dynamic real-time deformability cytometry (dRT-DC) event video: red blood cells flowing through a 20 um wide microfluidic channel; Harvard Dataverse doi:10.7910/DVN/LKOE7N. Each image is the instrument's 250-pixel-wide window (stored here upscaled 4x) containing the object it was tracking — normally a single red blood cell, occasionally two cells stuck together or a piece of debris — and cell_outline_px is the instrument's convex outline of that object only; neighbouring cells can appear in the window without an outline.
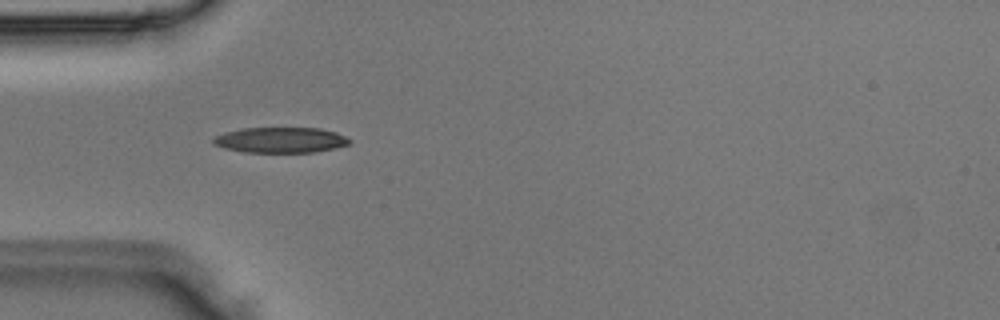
{"species": "Egyptian fruit bat (a non-hibernating species)", "species_latin": "Rousettus aegyptiacus", "temperature_condition": "room temperature", "stored_images_in_passage": 6, "camera_frame_rate_fps": 3000, "um_per_image_px": 0.085, "animal": {"sex": "male"}, "frame": {"image": 1, "passage_image": 2, "time_ms": 0.333, "image_size_px": [1000, 320], "cell_outline_px": [[352, 140], [348, 144], [336, 148], [312, 152], [244, 152], [224, 148], [212, 144], [212, 140], [216, 136], [224, 132], [244, 128], [320, 128], [336, 132]], "centroid_in_image_um": [23.83, 11.9], "position_along_channel_um": 61.2, "area_um2": 20.23}}
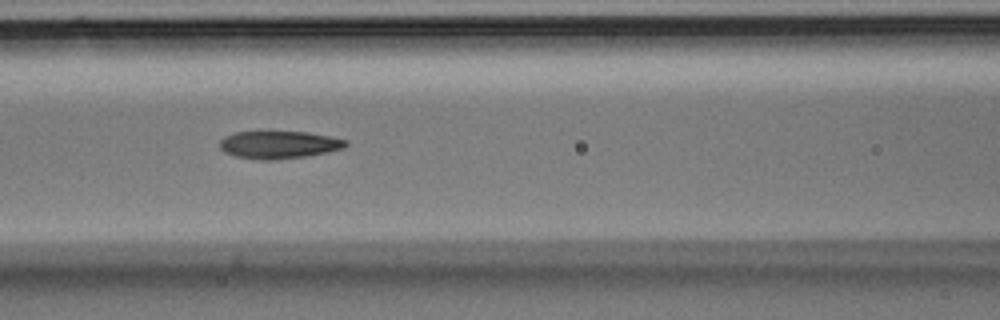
{"frame": {"image": 2, "passage_image": 4, "time_ms": 1.0, "image_size_px": [1000, 320], "cell_outline_px": [[348, 144], [344, 148], [328, 152], [304, 156], [272, 160], [260, 160], [236, 156], [224, 152], [220, 148], [220, 140], [224, 136], [236, 132], [308, 132], [348, 140]], "centroid_in_image_um": [23.71, 12.3], "position_along_channel_um": 142.9, "area_um2": 20.17}}
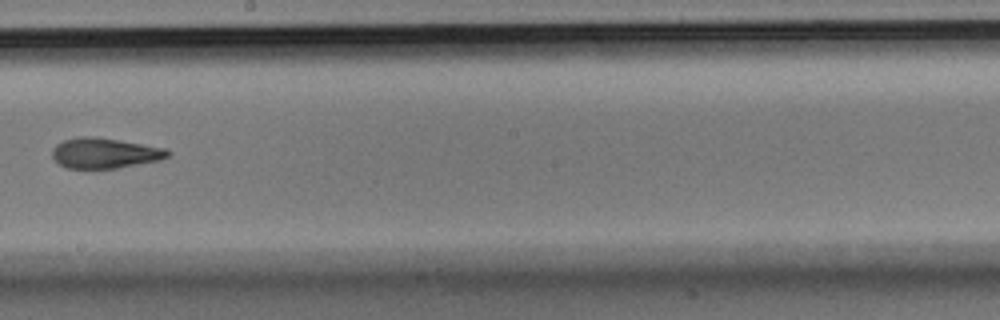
{"frame": {"image": 3, "passage_image": 6, "time_ms": 1.667, "image_size_px": [1000, 320], "cell_outline_px": [[172, 152], [168, 156], [160, 160], [116, 168], [68, 168], [60, 164], [52, 156], [52, 148], [56, 144], [64, 140], [80, 136], [96, 136], [168, 148]], "centroid_in_image_um": [8.93, 13.0], "position_along_channel_um": 239.3, "area_um2": 20.52}}